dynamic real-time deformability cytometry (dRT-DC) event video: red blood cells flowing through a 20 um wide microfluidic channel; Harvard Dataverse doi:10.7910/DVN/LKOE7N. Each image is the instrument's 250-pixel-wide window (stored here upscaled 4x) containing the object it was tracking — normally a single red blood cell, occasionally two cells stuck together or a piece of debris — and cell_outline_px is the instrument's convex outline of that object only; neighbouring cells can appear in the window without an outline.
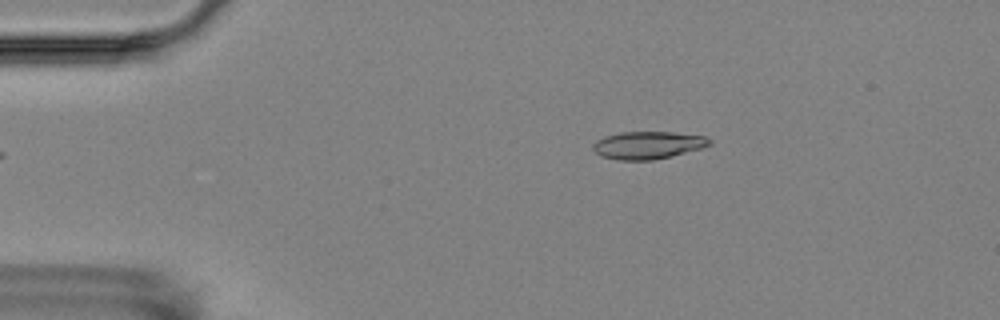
{"species": "Egyptian fruit bat (a non-hibernating species)", "species_latin": "Rousettus aegyptiacus", "temperature_condition": "room temperature", "stored_images_in_passage": 2, "camera_frame_rate_fps": 3000, "um_per_image_px": 0.085, "animal": {"sex": "female"}, "frame": {"image": 1, "passage_image": 2, "time_ms": 1.0, "image_size_px": [1000, 320], "cell_outline_px": [[712, 144], [700, 148], [652, 160], [620, 160], [600, 156], [592, 148], [592, 144], [596, 140], [604, 136], [620, 132], [672, 132], [704, 136], [712, 140]], "centroid_in_image_um": [55.02, 12.33], "position_along_channel_um": 30.0, "area_um2": 18.55}}